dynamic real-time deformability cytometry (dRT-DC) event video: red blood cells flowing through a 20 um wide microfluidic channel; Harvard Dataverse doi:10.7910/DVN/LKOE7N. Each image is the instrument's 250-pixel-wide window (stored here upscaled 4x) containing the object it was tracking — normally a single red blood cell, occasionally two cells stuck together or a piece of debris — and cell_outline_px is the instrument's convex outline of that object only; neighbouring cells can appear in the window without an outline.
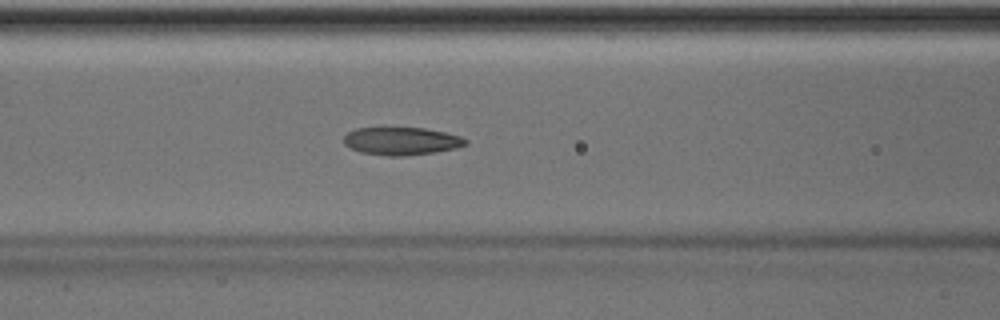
{"species": "Egyptian fruit bat (a non-hibernating species)", "species_latin": "Rousettus aegyptiacus", "temperature_condition": "room temperature", "stored_images_in_passage": 35, "camera_frame_rate_fps": 3000, "um_per_image_px": 0.085, "animal": {"sex": "male"}, "frame": {"image": 1, "passage_image": 6, "time_ms": 1.667, "image_size_px": [1000, 320], "cell_outline_px": [[468, 144], [456, 148], [436, 152], [404, 156], [388, 156], [360, 152], [344, 144], [344, 136], [348, 132], [356, 128], [424, 128], [444, 132], [460, 136], [468, 140]], "centroid_in_image_um": [34.14, 12.0], "position_along_channel_um": 132.5, "area_um2": 19.71}}
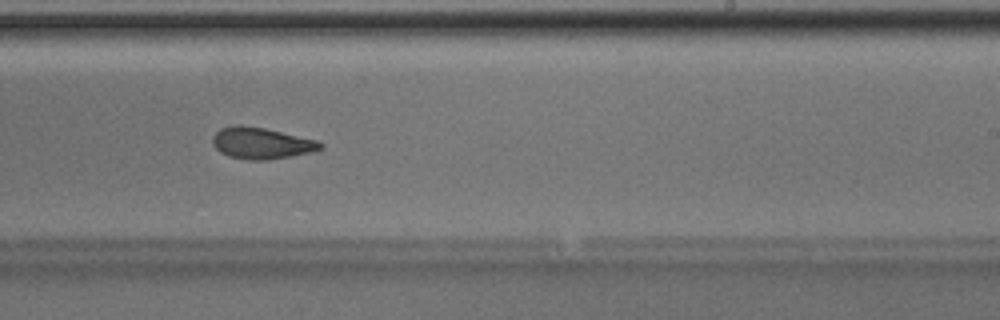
{"frame": {"image": 2, "passage_image": 16, "time_ms": 5.0, "image_size_px": [1000, 320], "cell_outline_px": [[324, 148], [292, 156], [268, 160], [248, 160], [228, 156], [220, 152], [212, 144], [212, 136], [220, 128], [236, 124], [240, 124], [264, 128], [316, 140], [324, 144]], "centroid_in_image_um": [22.17, 12.17], "position_along_channel_um": 266.8, "area_um2": 19.77}}
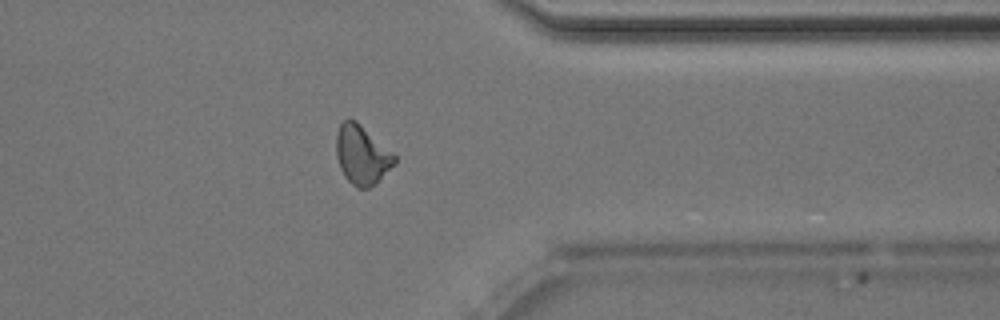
{"frame": {"image": 3, "passage_image": 25, "time_ms": 8.0, "image_size_px": [1000, 320], "cell_outline_px": [[396, 164], [376, 184], [368, 188], [356, 188], [344, 176], [340, 168], [336, 156], [336, 136], [340, 124], [344, 120], [356, 120], [392, 152], [396, 156]], "centroid_in_image_um": [30.77, 13.19], "position_along_channel_um": 380.6, "area_um2": 20.11}, "authors_computed_cell_mechanics": {"area_um2": 19.7098, "velocity_mm_per_s": 4.0468, "shape_relaxation_time_tau1_ms": 3.1156, "shape_relaxation_time_tau2_ms": 2.622, "deformation_change_tau1": 0.1509, "deformation_change_tau2": 0.1099}}